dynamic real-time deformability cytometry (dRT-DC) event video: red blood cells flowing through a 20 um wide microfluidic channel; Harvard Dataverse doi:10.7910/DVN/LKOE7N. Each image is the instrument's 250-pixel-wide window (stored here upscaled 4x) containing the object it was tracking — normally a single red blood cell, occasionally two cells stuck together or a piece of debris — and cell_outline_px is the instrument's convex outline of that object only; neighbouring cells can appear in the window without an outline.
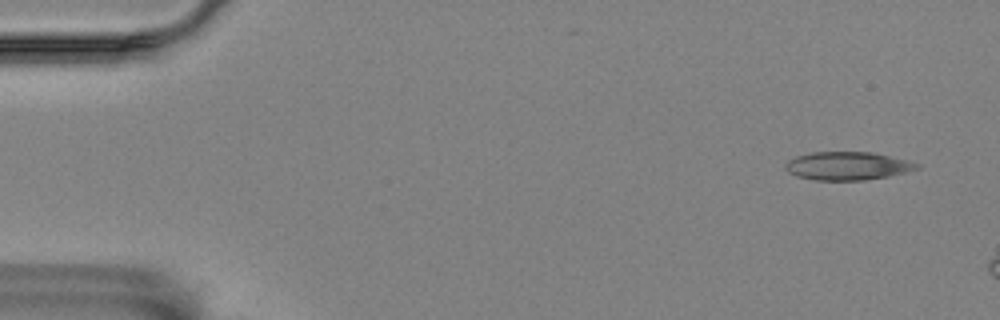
{"species": "Egyptian fruit bat (a non-hibernating species)", "species_latin": "Rousettus aegyptiacus", "temperature_condition": "room temperature", "stored_images_in_passage": 8, "camera_frame_rate_fps": 3000, "um_per_image_px": 0.085, "animal": {"sex": "female"}, "frame": {"image": 1, "passage_image": 1, "time_ms": 0.0, "image_size_px": [1000, 320], "cell_outline_px": [[920, 168], [888, 176], [864, 180], [816, 180], [796, 176], [788, 172], [784, 168], [784, 164], [788, 160], [796, 156], [808, 152], [872, 152], [920, 164]], "centroid_in_image_um": [71.96, 14.1], "position_along_channel_um": 13.0, "area_um2": 21.5}}